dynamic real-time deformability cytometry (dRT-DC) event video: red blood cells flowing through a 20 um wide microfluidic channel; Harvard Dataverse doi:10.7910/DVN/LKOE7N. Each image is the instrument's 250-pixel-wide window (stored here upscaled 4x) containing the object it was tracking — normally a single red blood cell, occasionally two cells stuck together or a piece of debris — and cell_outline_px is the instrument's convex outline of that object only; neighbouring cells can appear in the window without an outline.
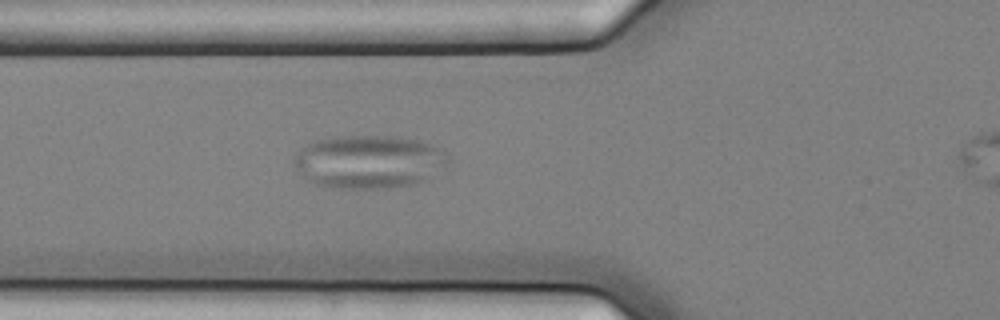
{"species": "common noctule bat (a hibernating species)", "species_latin": "Nyctalus noctula", "temperature_condition": "cold", "stored_images_in_passage": 4, "camera_frame_rate_fps": 3000, "um_per_image_px": 0.085, "animal": {"sex": "female", "body_mass_g": 25.1}, "frame": {"image": 1, "passage_image": 3, "time_ms": 0.667, "image_size_px": [1000, 320], "cell_outline_px": [[448, 160], [444, 168], [424, 180], [416, 184], [388, 188], [332, 188], [316, 184], [308, 180], [292, 164], [292, 160], [296, 152], [312, 140], [336, 136], [396, 136], [420, 140], [432, 144], [444, 152], [448, 156]], "centroid_in_image_um": [31.33, 13.74], "position_along_channel_um": 94.5, "area_um2": 48.21}}